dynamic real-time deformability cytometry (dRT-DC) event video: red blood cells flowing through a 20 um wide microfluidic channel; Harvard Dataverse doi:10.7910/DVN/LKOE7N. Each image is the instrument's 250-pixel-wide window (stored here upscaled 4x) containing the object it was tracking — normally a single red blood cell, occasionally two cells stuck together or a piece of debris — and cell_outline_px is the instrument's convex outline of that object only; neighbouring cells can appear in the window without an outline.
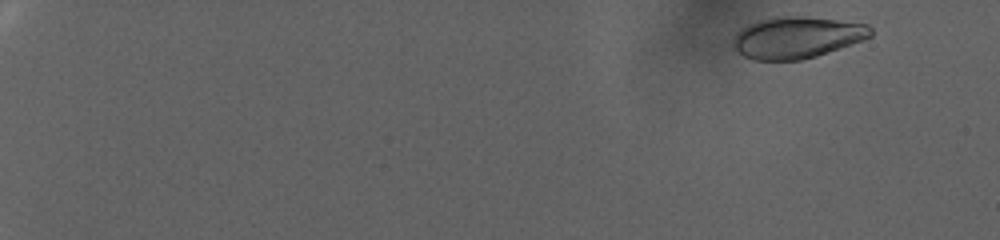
{"species": "human", "species_latin": "Homo sapiens", "temperature_condition": "warm", "stored_images_in_passage": 91, "camera_frame_rate_fps": 3000, "um_per_image_px": 0.085, "donor": {"sex": "female"}, "frame": {"image": 1, "passage_image": 6, "time_ms": 1.667, "image_size_px": [1000, 240], "cell_outline_px": [[872, 36], [864, 40], [816, 56], [800, 60], [752, 60], [744, 56], [732, 44], [736, 36], [748, 24], [756, 20], [776, 16], [804, 16], [868, 24], [872, 28]], "centroid_in_image_um": [67.77, 3.18], "position_along_channel_um": 17.2, "area_um2": 33.18}}
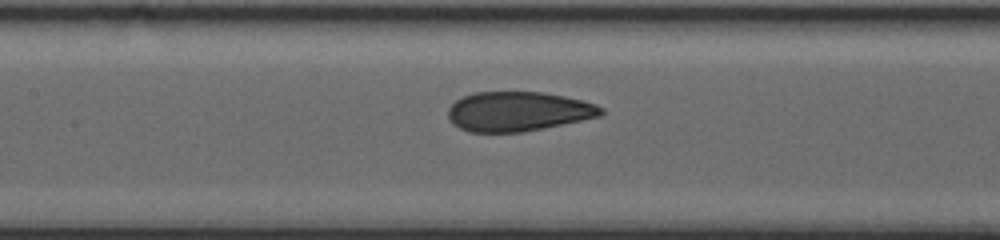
{"frame": {"image": 2, "passage_image": 50, "time_ms": 16.333, "image_size_px": [1000, 240], "cell_outline_px": [[604, 112], [600, 116], [544, 128], [524, 132], [468, 132], [452, 124], [448, 116], [448, 108], [456, 100], [464, 96], [476, 92], [544, 92], [584, 100], [596, 104], [604, 108]], "centroid_in_image_um": [44.05, 9.47], "position_along_channel_um": 163.4, "area_um2": 35.37}}
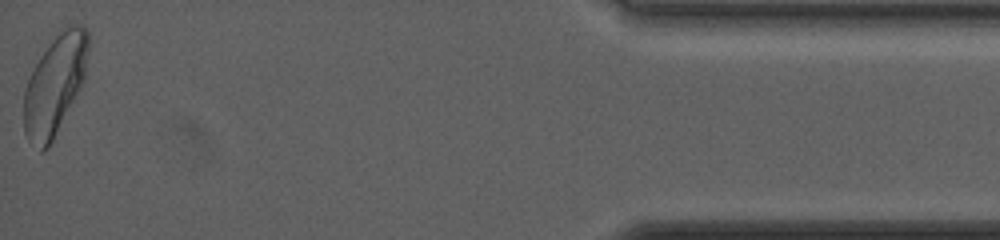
{"frame": {"image": 3, "passage_image": 91, "time_ms": 30.0, "image_size_px": [1000, 240], "cell_outline_px": [[88, 48], [84, 80], [80, 88], [48, 148], [40, 152], [28, 140], [24, 132], [24, 88], [40, 56], [52, 40], [68, 24], [84, 24], [88, 32]], "centroid_in_image_um": [4.66, 7.2], "position_along_channel_um": 430.5, "area_um2": 37.05}, "authors_computed_cell_mechanics": {"area_um2": 35.2002, "velocity_mm_per_s": 2.4195, "shape_relaxation_time_tau1_ms": 7.7709, "shape_relaxation_time_tau2_ms": null, "deformation_change_tau1": 0.1725, "deformation_change_tau2": null}}